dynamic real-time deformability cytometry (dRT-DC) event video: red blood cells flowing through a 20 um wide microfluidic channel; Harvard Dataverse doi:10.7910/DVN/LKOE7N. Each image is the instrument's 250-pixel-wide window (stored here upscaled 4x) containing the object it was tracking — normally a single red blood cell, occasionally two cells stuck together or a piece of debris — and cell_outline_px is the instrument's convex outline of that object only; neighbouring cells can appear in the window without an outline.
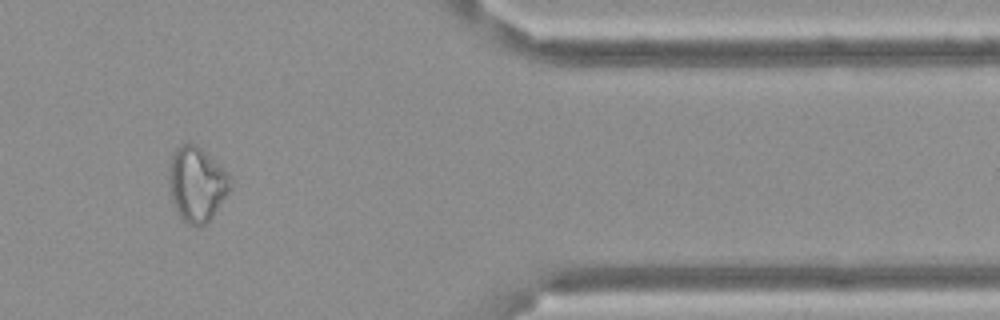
{"species": "Egyptian fruit bat (a non-hibernating species)", "species_latin": "Rousettus aegyptiacus", "temperature_condition": "cold", "stored_images_in_passage": 15, "camera_frame_rate_fps": 3000, "um_per_image_px": 0.085, "frame": {"image": 1, "passage_image": 13, "time_ms": 4.0, "image_size_px": [1000, 320], "cell_outline_px": [[232, 188], [212, 216], [204, 224], [188, 224], [176, 212], [172, 200], [168, 184], [172, 156], [176, 148], [184, 144], [196, 144], [224, 168], [232, 176]], "centroid_in_image_um": [16.75, 15.64], "position_along_channel_um": 394.6, "area_um2": 26.47}}